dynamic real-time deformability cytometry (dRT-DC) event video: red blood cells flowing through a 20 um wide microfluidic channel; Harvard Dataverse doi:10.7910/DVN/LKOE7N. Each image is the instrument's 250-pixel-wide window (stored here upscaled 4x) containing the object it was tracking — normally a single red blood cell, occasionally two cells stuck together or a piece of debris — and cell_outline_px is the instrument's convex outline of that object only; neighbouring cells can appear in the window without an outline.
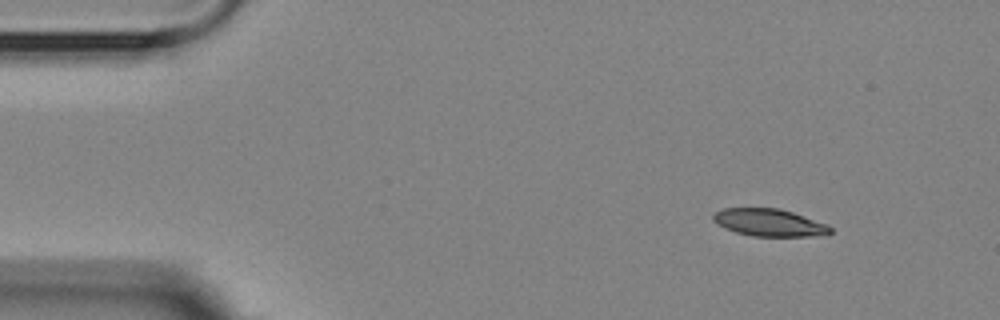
{"species": "Egyptian fruit bat (a non-hibernating species)", "species_latin": "Rousettus aegyptiacus", "temperature_condition": "room temperature", "stored_images_in_passage": 4, "camera_frame_rate_fps": 3000, "um_per_image_px": 0.085, "animal": {"sex": "female"}, "frame": {"image": 1, "passage_image": 1, "time_ms": 0.0, "image_size_px": [1000, 320], "cell_outline_px": [[832, 232], [808, 236], [752, 236], [736, 232], [712, 220], [712, 216], [716, 212], [724, 208], [780, 208], [828, 224], [832, 228]], "centroid_in_image_um": [65.4, 18.91], "position_along_channel_um": 19.6, "area_um2": 18.38}}
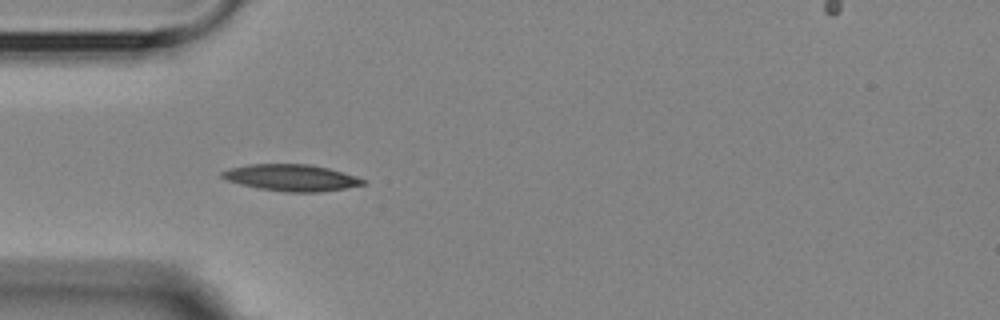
{"frame": {"image": 2, "passage_image": 3, "time_ms": 3.333, "image_size_px": [1000, 320], "cell_outline_px": [[364, 184], [344, 188], [320, 192], [288, 192], [260, 188], [240, 184], [228, 180], [220, 176], [220, 172], [232, 168], [248, 164], [308, 164], [328, 168], [364, 180]], "centroid_in_image_um": [24.71, 15.1], "position_along_channel_um": 60.3, "area_um2": 21.33}}
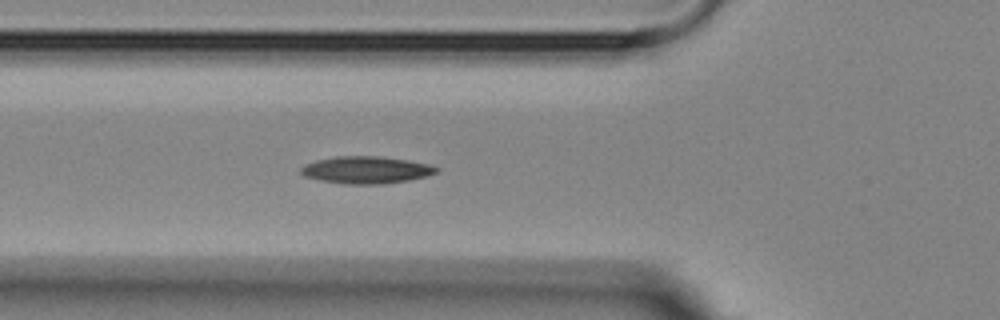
{"frame": {"image": 3, "passage_image": 4, "time_ms": 4.333, "image_size_px": [1000, 320], "cell_outline_px": [[440, 172], [428, 176], [408, 180], [384, 184], [348, 184], [320, 180], [304, 176], [300, 172], [300, 168], [304, 164], [316, 160], [336, 156], [380, 156], [428, 164], [440, 168]], "centroid_in_image_um": [31.13, 14.44], "position_along_channel_um": 94.7, "area_um2": 21.5}}